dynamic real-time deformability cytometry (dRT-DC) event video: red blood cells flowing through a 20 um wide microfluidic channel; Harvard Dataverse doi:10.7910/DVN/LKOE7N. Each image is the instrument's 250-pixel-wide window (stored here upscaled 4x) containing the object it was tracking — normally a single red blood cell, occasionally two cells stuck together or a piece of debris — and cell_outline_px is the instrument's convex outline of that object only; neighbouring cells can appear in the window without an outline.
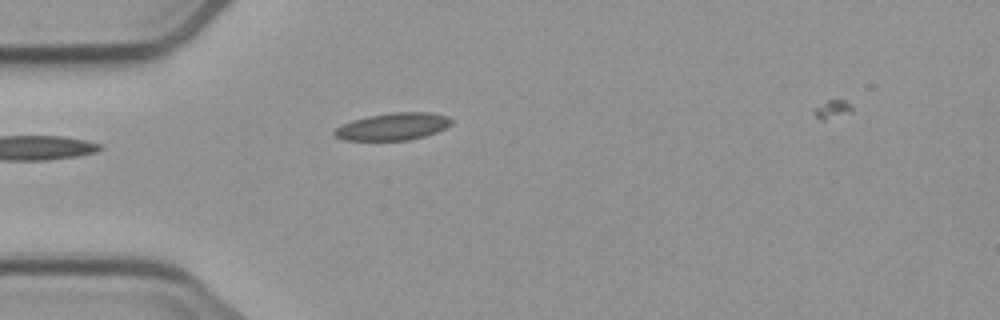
{"species": "common noctule bat (a hibernating species)", "species_latin": "Nyctalus noctula", "temperature_condition": "cold", "stored_images_in_passage": 5, "camera_frame_rate_fps": 3000, "um_per_image_px": 0.085, "animal": {"sex": "male", "body_mass_g": 23.1, "forearm_length_mm": 52.7}, "frame": {"image": 1, "passage_image": 4, "time_ms": 4.0, "image_size_px": [1000, 320], "cell_outline_px": [[452, 124], [436, 132], [424, 136], [408, 140], [344, 140], [336, 136], [332, 132], [336, 128], [352, 120], [368, 116], [392, 112], [428, 112], [448, 116], [452, 120]], "centroid_in_image_um": [33.41, 10.75], "position_along_channel_um": 51.6, "area_um2": 18.44}}